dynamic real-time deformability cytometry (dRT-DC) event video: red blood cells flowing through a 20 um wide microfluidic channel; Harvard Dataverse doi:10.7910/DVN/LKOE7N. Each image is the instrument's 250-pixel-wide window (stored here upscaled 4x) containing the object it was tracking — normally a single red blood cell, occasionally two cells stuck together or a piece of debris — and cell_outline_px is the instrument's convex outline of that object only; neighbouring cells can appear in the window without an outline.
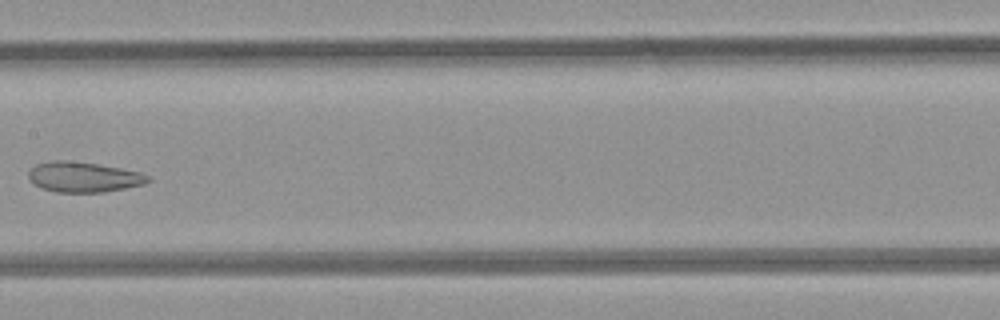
{"species": "common noctule bat (a hibernating species)", "species_latin": "Nyctalus noctula", "temperature_condition": "room temperature", "stored_images_in_passage": 7, "segment_of_instrument_passage": [1, 2], "camera_frame_rate_fps": 3000, "um_per_image_px": 0.085, "animal": {"sex": "female", "body_mass_g": 21.9}, "frame": {"image": 1, "passage_image": 6, "time_ms": 5.667, "image_size_px": [1000, 320], "cell_outline_px": [[152, 180], [144, 184], [104, 192], [56, 192], [44, 188], [28, 180], [28, 172], [36, 164], [52, 160], [68, 160], [96, 164], [120, 168], [140, 172], [152, 176]], "centroid_in_image_um": [7.13, 15.04], "position_along_channel_um": 200.3, "area_um2": 21.04}}